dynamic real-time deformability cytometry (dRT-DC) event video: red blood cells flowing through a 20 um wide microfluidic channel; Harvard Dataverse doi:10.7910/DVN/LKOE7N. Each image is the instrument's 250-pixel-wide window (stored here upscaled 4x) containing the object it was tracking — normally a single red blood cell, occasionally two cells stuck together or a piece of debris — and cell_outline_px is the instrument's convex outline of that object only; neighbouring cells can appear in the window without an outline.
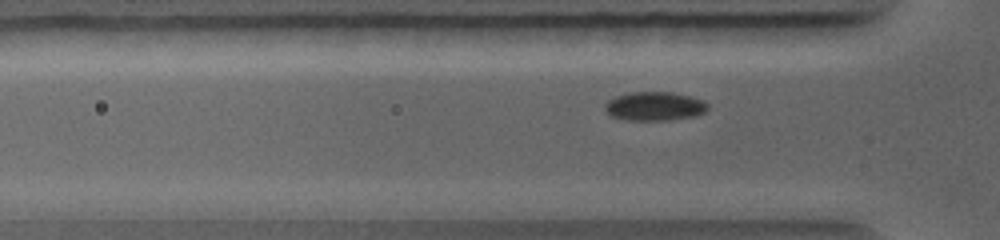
{"species": "common noctule bat (a hibernating species)", "species_latin": "Nyctalus noctula", "temperature_condition": "warm", "stored_images_in_passage": 53, "camera_frame_rate_fps": 5000, "um_per_image_px": 0.085, "animal": {"sex": "female", "body_mass_g": 19.0, "forearm_length_mm": 56.7}, "frame": {"image": 1, "passage_image": 14, "time_ms": 2.6, "image_size_px": [1000, 240], "cell_outline_px": [[708, 108], [704, 112], [696, 116], [668, 120], [628, 120], [612, 116], [604, 108], [604, 104], [608, 100], [616, 96], [628, 92], [672, 92], [704, 100], [708, 104]], "centroid_in_image_um": [55.64, 9.02], "position_along_channel_um": 70.2, "area_um2": 17.28}}
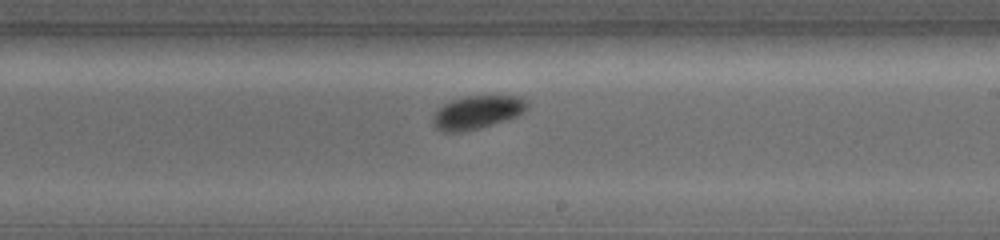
{"frame": {"image": 2, "passage_image": 31, "time_ms": 6.0, "image_size_px": [1000, 240], "cell_outline_px": [[528, 108], [524, 112], [516, 116], [480, 128], [464, 132], [444, 132], [436, 128], [432, 124], [432, 116], [444, 104], [452, 100], [464, 96], [516, 96], [528, 100]], "centroid_in_image_um": [40.55, 9.55], "position_along_channel_um": 248.4, "area_um2": 18.26}}
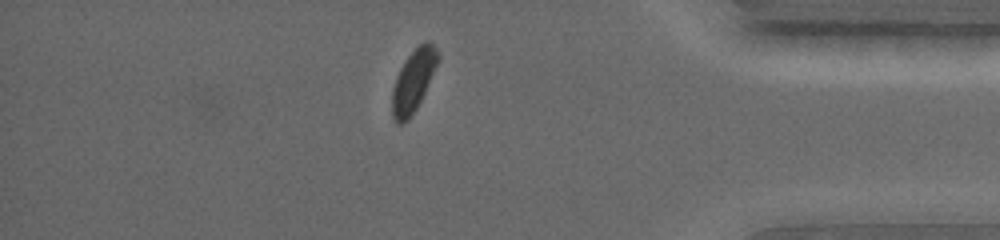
{"frame": {"image": 3, "passage_image": 48, "time_ms": 9.4, "image_size_px": [1000, 240], "cell_outline_px": [[440, 56], [424, 92], [416, 108], [408, 120], [400, 124], [396, 124], [392, 116], [392, 88], [396, 76], [400, 68], [408, 56], [420, 44], [428, 40], [436, 48]], "centroid_in_image_um": [35.1, 6.88], "position_along_channel_um": 400.1, "area_um2": 16.18}}